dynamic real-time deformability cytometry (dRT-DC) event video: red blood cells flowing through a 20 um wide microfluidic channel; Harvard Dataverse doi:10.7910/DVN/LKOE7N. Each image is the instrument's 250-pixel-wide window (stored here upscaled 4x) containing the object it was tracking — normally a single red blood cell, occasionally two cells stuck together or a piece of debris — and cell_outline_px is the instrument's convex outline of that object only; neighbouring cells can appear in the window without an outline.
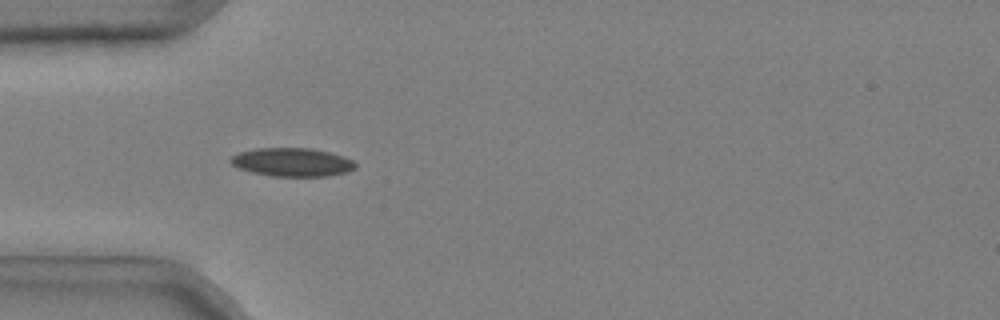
{"species": "common noctule bat (a hibernating species)", "species_latin": "Nyctalus noctula", "temperature_condition": "cold", "stored_images_in_passage": 51, "camera_frame_rate_fps": 3000, "um_per_image_px": 0.085, "animal": {"sex": "male", "body_mass_g": 20.4}, "frame": {"image": 1, "passage_image": 15, "time_ms": 4.667, "image_size_px": [1000, 320], "cell_outline_px": [[356, 168], [348, 172], [328, 176], [272, 176], [252, 172], [240, 168], [232, 164], [228, 160], [232, 156], [240, 152], [256, 148], [312, 148], [328, 152], [352, 160], [356, 164]], "centroid_in_image_um": [24.83, 13.79], "position_along_channel_um": 60.2, "area_um2": 20.58}}
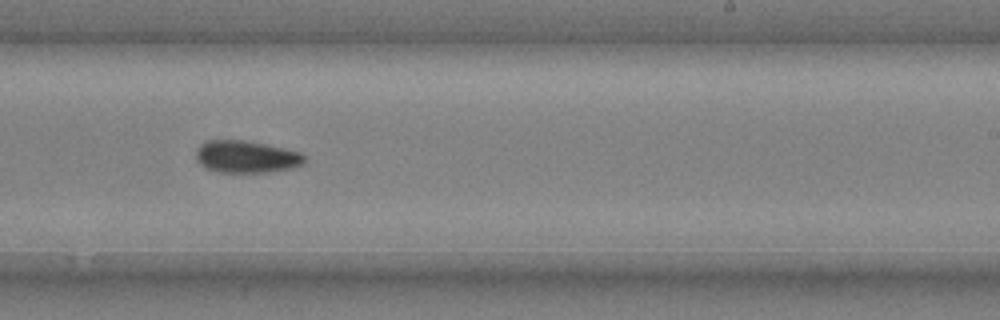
{"frame": {"image": 2, "passage_image": 32, "time_ms": 10.333, "image_size_px": [1000, 320], "cell_outline_px": [[304, 164], [292, 168], [268, 172], [220, 172], [208, 168], [200, 164], [196, 160], [196, 148], [200, 144], [208, 140], [244, 140], [284, 148], [300, 152], [304, 156]], "centroid_in_image_um": [20.92, 13.32], "position_along_channel_um": 268.1, "area_um2": 20.29}}
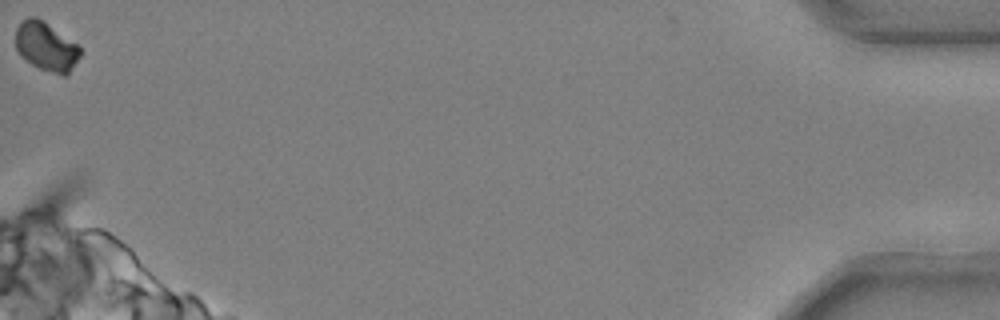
{"frame": {"image": 3, "passage_image": 51, "time_ms": 16.667, "image_size_px": [1000, 320], "cell_outline_px": [[80, 56], [68, 72], [64, 76], [40, 68], [32, 64], [20, 56], [16, 48], [16, 28], [28, 16], [36, 16], [76, 44], [80, 48]], "centroid_in_image_um": [3.88, 3.95], "position_along_channel_um": 431.3, "area_um2": 17.86}}